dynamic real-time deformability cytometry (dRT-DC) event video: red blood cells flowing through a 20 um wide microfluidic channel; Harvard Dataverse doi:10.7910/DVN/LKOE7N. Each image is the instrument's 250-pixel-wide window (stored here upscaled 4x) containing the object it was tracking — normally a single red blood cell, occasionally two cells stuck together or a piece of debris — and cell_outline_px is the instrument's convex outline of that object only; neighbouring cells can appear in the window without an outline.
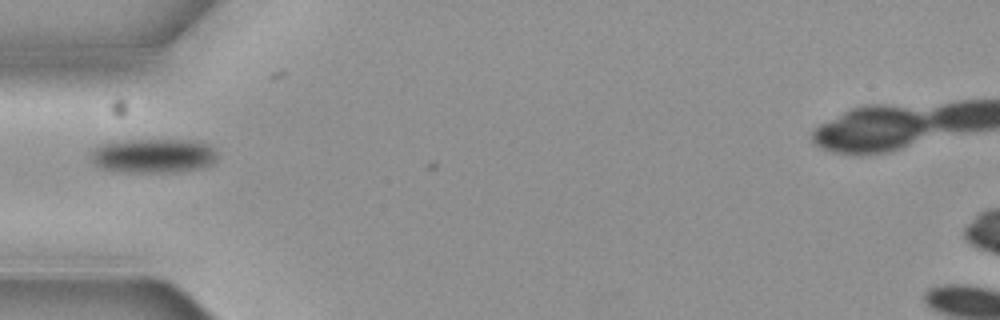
{"species": "common noctule bat (a hibernating species)", "species_latin": "Nyctalus noctula", "temperature_condition": "cold", "stored_images_in_passage": 3, "camera_frame_rate_fps": 3000, "um_per_image_px": 0.085, "animal": {"sex": "female", "body_mass_g": 19.3, "forearm_length_mm": 54.1}, "frame": {"image": 1, "passage_image": 3, "time_ms": 0.667, "image_size_px": [1000, 320], "cell_outline_px": [[216, 160], [200, 168], [176, 172], [116, 172], [100, 168], [88, 156], [92, 148], [100, 144], [116, 140], [200, 140], [208, 144], [216, 152]], "centroid_in_image_um": [12.96, 13.23], "position_along_channel_um": 72.0, "area_um2": 25.72}}